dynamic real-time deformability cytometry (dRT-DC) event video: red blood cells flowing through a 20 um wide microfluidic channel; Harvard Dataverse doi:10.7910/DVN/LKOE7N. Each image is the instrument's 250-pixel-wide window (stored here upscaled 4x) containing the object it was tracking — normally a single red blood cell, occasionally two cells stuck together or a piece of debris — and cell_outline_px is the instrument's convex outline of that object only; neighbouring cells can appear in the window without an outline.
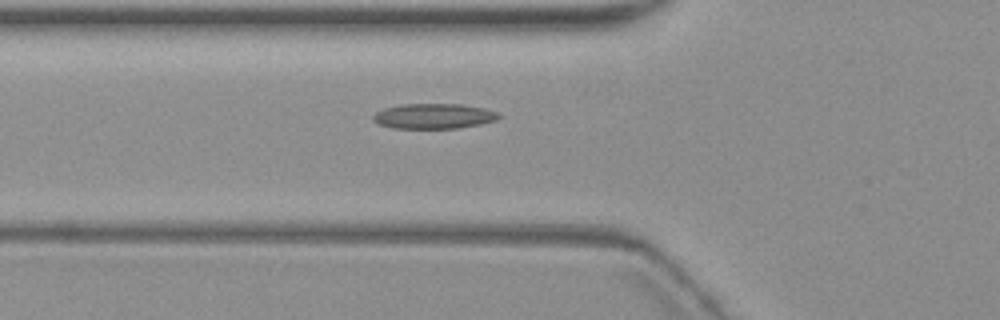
{"species": "common noctule bat (a hibernating species)", "species_latin": "Nyctalus noctula", "temperature_condition": "warm", "stored_images_in_passage": 3, "camera_frame_rate_fps": 3000, "um_per_image_px": 0.085, "animal": {"sex": "female", "body_mass_g": 19.3, "forearm_length_mm": 54.1}, "frame": {"image": 1, "passage_image": 2, "time_ms": 1.333, "image_size_px": [1000, 320], "cell_outline_px": [[636, 252], [628, 252], [448, 244], [456, 240], [476, 236], [548, 236], [636, 244]], "centroid_in_image_um": [46.49, 20.67], "position_along_channel_um": 79.3, "area_um2": 13.35}}